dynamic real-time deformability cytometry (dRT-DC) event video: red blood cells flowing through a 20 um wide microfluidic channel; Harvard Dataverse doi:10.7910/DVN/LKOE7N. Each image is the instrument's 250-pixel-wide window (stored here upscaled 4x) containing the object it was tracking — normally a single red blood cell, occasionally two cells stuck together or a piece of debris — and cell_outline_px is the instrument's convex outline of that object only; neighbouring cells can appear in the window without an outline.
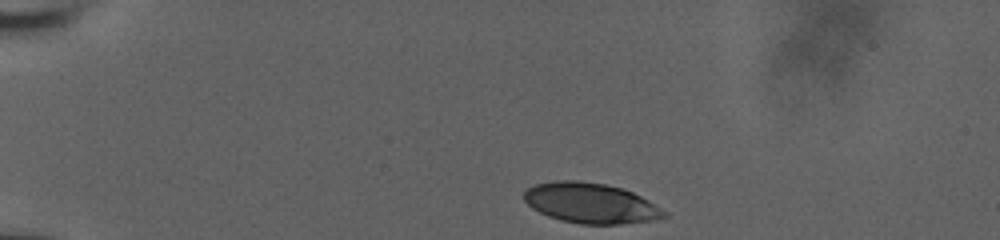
{"species": "human", "species_latin": "Homo sapiens", "temperature_condition": "room temperature", "stored_images_in_passage": 16, "camera_frame_rate_fps": 3000, "um_per_image_px": 0.085, "donor": {"sex": "male"}, "frame": {"image": 1, "passage_image": 1, "time_ms": 0.0, "image_size_px": [1000, 240], "cell_outline_px": [[668, 216], [652, 220], [620, 224], [580, 224], [560, 220], [548, 216], [532, 208], [524, 200], [524, 192], [528, 188], [536, 184], [556, 180], [576, 180], [604, 184], [620, 188], [632, 192], [648, 200], [668, 212]], "centroid_in_image_um": [50.21, 17.27], "position_along_channel_um": 34.8, "area_um2": 32.77}}
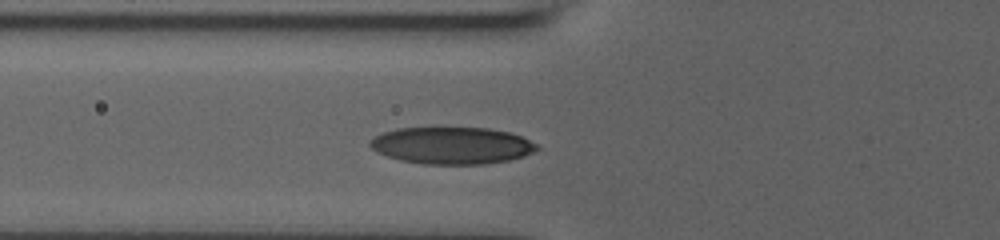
{"frame": {"image": 2, "passage_image": 10, "time_ms": 3.0, "image_size_px": [1000, 240], "cell_outline_px": [[540, 148], [524, 156], [508, 160], [484, 164], [424, 164], [400, 160], [376, 152], [368, 144], [368, 140], [384, 132], [396, 128], [488, 128], [508, 132], [520, 136], [536, 144]], "centroid_in_image_um": [38.38, 12.37], "position_along_channel_um": 87.4, "area_um2": 35.84}}
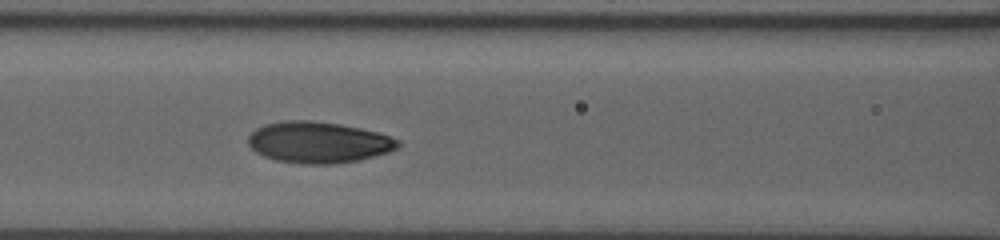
{"frame": {"image": 3, "passage_image": 14, "time_ms": 4.333, "image_size_px": [1000, 240], "cell_outline_px": [[400, 144], [396, 148], [388, 152], [360, 160], [340, 164], [300, 164], [276, 160], [264, 156], [256, 152], [248, 144], [248, 136], [256, 128], [264, 124], [284, 120], [312, 120], [340, 124], [360, 128], [376, 132], [400, 140]], "centroid_in_image_um": [27.05, 12.1], "position_along_channel_um": 139.6, "area_um2": 36.18}}